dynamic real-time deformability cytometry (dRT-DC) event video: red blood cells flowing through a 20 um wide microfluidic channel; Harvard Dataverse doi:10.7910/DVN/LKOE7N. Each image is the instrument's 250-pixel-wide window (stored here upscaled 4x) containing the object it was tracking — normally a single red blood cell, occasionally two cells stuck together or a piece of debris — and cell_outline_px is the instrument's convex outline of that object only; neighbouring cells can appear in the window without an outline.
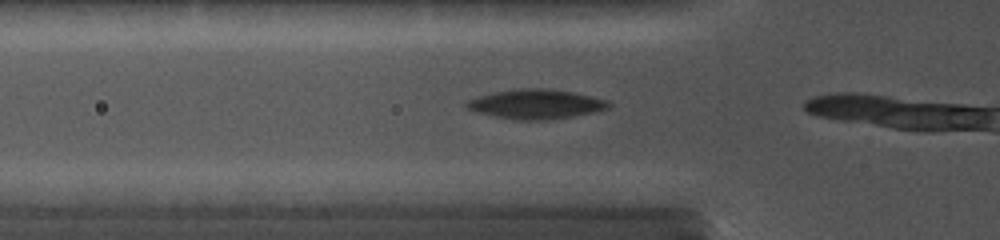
{"species": "common noctule bat (a hibernating species)", "species_latin": "Nyctalus noctula", "temperature_condition": "cold", "stored_images_in_passage": 6, "camera_frame_rate_fps": 5000, "um_per_image_px": 0.085, "animal": {"sex": "female", "body_mass_g": 19.0, "forearm_length_mm": 56.7}, "frame": {"image": 1, "passage_image": 3, "time_ms": 1.0, "image_size_px": [1000, 240], "cell_outline_px": [[612, 104], [608, 108], [596, 112], [572, 116], [544, 120], [516, 120], [496, 116], [480, 112], [468, 108], [464, 104], [468, 100], [480, 96], [496, 92], [520, 88], [544, 88], [572, 92], [608, 100]], "centroid_in_image_um": [45.61, 8.85], "position_along_channel_um": 80.2, "area_um2": 24.04}}